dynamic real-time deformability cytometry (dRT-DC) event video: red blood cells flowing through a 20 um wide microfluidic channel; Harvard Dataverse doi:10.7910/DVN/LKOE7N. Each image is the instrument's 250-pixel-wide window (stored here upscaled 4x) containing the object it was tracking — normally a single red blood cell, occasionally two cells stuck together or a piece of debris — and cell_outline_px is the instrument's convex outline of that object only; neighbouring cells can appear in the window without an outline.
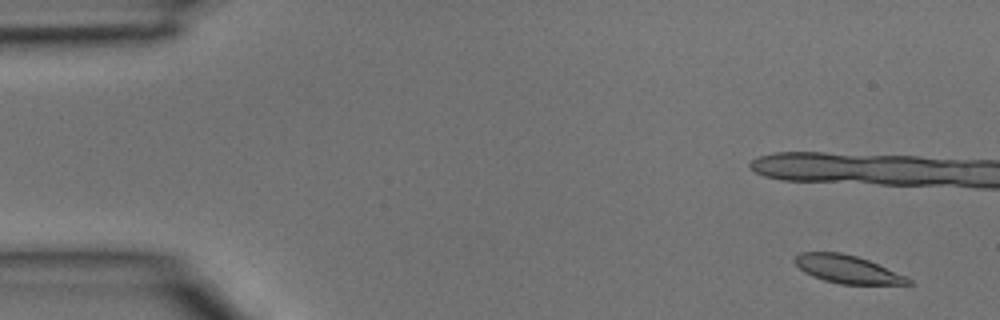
{"species": "common noctule bat (a hibernating species)", "species_latin": "Nyctalus noctula", "temperature_condition": "room temperature", "stored_images_in_passage": 5, "camera_frame_rate_fps": 3000, "um_per_image_px": 0.085, "animal": {"sex": "male", "body_mass_g": 15.6}, "frame": {"image": 1, "passage_image": 1, "time_ms": 0.0, "image_size_px": [1000, 320], "cell_outline_px": [[912, 284], [840, 284], [824, 280], [812, 276], [804, 272], [792, 260], [800, 252], [840, 252], [856, 256], [868, 260], [904, 276], [912, 280]], "centroid_in_image_um": [71.97, 22.88], "position_along_channel_um": 13.0, "area_um2": 18.21}}